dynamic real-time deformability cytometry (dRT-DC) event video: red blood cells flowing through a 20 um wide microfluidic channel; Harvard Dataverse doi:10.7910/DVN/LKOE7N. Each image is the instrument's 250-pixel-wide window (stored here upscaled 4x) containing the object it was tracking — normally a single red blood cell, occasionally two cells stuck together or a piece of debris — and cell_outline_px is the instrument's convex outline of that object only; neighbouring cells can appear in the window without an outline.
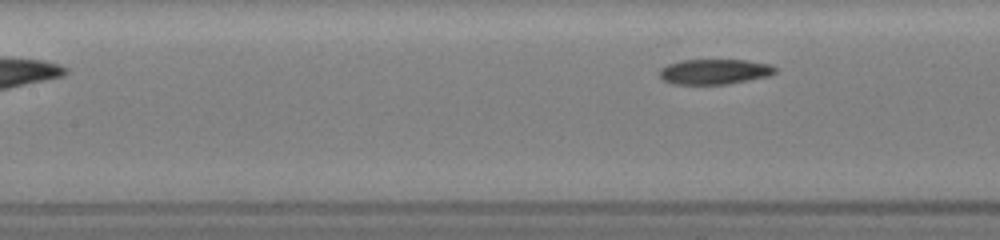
{"species": "common noctule bat (a hibernating species)", "species_latin": "Nyctalus noctula", "temperature_condition": "room temperature", "stored_images_in_passage": 8, "segment_of_instrument_passage": [2, 2], "camera_frame_rate_fps": 3000, "um_per_image_px": 0.085, "animal": {"sex": "female", "body_mass_g": 19.5, "forearm_length_mm": 54.1}, "frame": {"image": 1, "passage_image": 8, "time_ms": 4.0, "image_size_px": [1000, 240], "cell_outline_px": [[776, 72], [772, 76], [728, 84], [672, 84], [664, 80], [660, 76], [660, 68], [668, 64], [680, 60], [748, 60], [768, 64], [776, 68]], "centroid_in_image_um": [60.76, 6.09], "position_along_channel_um": 146.6, "area_um2": 17.11}}